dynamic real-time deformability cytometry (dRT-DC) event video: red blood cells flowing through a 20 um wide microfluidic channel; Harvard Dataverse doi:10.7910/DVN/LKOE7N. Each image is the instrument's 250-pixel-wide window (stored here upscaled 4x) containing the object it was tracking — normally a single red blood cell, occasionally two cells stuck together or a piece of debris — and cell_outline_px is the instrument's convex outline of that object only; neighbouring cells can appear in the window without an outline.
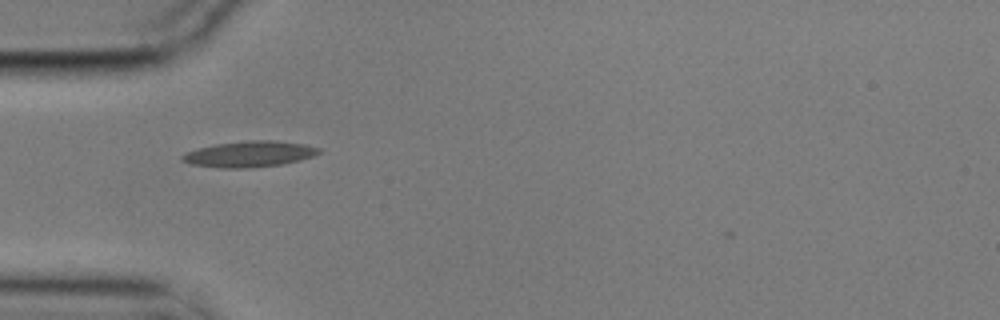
{"species": "common noctule bat (a hibernating species)", "species_latin": "Nyctalus noctula", "temperature_condition": "cold", "stored_images_in_passage": 40, "camera_frame_rate_fps": 3000, "um_per_image_px": 0.085, "animal": {"sex": "male", "body_mass_g": 17.9}, "frame": {"image": 1, "passage_image": 2, "time_ms": 0.333, "image_size_px": [1000, 320], "cell_outline_px": [[320, 152], [312, 156], [300, 160], [280, 164], [252, 168], [224, 168], [192, 164], [180, 160], [180, 156], [184, 152], [216, 144], [244, 140], [272, 140], [304, 144], [320, 148]], "centroid_in_image_um": [21.17, 13.09], "position_along_channel_um": 63.8, "area_um2": 20.58}}
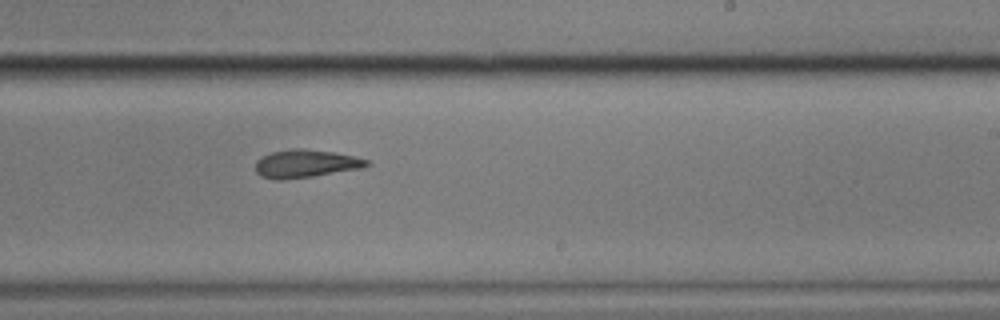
{"frame": {"image": 2, "passage_image": 19, "time_ms": 6.0, "image_size_px": [1000, 320], "cell_outline_px": [[372, 164], [360, 168], [312, 176], [280, 180], [276, 180], [260, 176], [256, 172], [256, 160], [260, 156], [272, 152], [292, 148], [304, 148], [336, 152], [368, 160]], "centroid_in_image_um": [25.94, 13.9], "position_along_channel_um": 263.1, "area_um2": 18.15}}
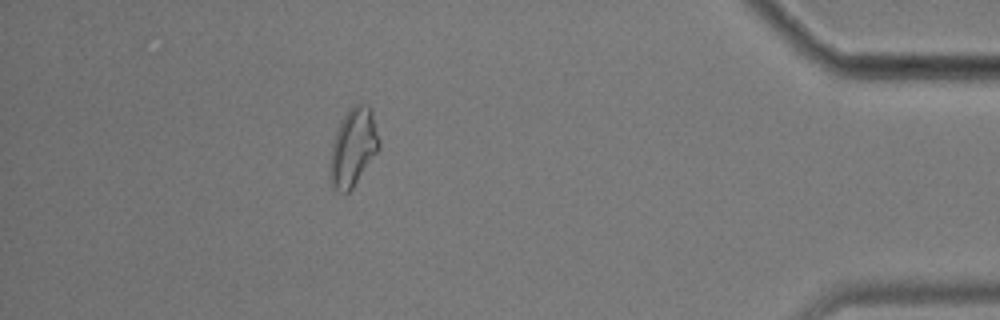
{"frame": {"image": 3, "passage_image": 35, "time_ms": 11.333, "image_size_px": [1000, 320], "cell_outline_px": [[380, 148], [352, 188], [348, 192], [340, 192], [332, 188], [328, 176], [328, 164], [332, 144], [336, 132], [348, 108], [352, 104], [364, 104], [372, 108], [380, 140]], "centroid_in_image_um": [30.01, 12.52], "position_along_channel_um": 405.2, "area_um2": 22.6}, "authors_computed_cell_mechanics": {"area_um2": 18.5538, "velocity_mm_per_s": 3.5341, "shape_relaxation_time_tau1_ms": 8.4157, "shape_relaxation_time_tau2_ms": 3.6662, "deformation_change_tau1": 0.1742, "deformation_change_tau2": 0.1036}}